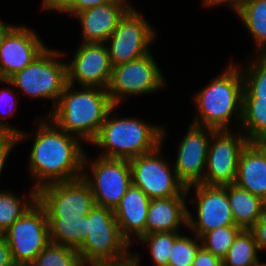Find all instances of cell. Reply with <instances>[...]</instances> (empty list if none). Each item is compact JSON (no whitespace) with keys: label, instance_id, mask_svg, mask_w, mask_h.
<instances>
[{"label":"cell","instance_id":"obj_5","mask_svg":"<svg viewBox=\"0 0 266 266\" xmlns=\"http://www.w3.org/2000/svg\"><path fill=\"white\" fill-rule=\"evenodd\" d=\"M131 245L122 236L114 211L95 205L87 214V237L77 251L85 264L115 261L130 255Z\"/></svg>","mask_w":266,"mask_h":266},{"label":"cell","instance_id":"obj_33","mask_svg":"<svg viewBox=\"0 0 266 266\" xmlns=\"http://www.w3.org/2000/svg\"><path fill=\"white\" fill-rule=\"evenodd\" d=\"M12 94H13V92H12L11 89L6 88L5 90L4 89L1 90L0 91V106L4 104V106H6V107H9V106L11 107L12 104L14 103L13 99H15L14 97L11 98L12 97ZM10 109H11V112L9 111L10 113L8 112L9 113L8 115L9 116L14 115L15 112H16V108H14V107L12 108L11 107ZM1 118H2V116L0 115V127H2L6 131L7 134H11V135L17 136L18 141L23 140L24 138L27 137L28 134H25V133L21 132V130H18L16 128H13L12 126L10 127L9 125L3 123L1 121Z\"/></svg>","mask_w":266,"mask_h":266},{"label":"cell","instance_id":"obj_42","mask_svg":"<svg viewBox=\"0 0 266 266\" xmlns=\"http://www.w3.org/2000/svg\"><path fill=\"white\" fill-rule=\"evenodd\" d=\"M13 25L5 24L4 22L0 21V47L3 45L4 39L6 38L7 34L14 28Z\"/></svg>","mask_w":266,"mask_h":266},{"label":"cell","instance_id":"obj_6","mask_svg":"<svg viewBox=\"0 0 266 266\" xmlns=\"http://www.w3.org/2000/svg\"><path fill=\"white\" fill-rule=\"evenodd\" d=\"M59 56L62 54L47 48L23 70L0 82L19 88L30 97L53 99L55 107L67 85V63L57 60Z\"/></svg>","mask_w":266,"mask_h":266},{"label":"cell","instance_id":"obj_10","mask_svg":"<svg viewBox=\"0 0 266 266\" xmlns=\"http://www.w3.org/2000/svg\"><path fill=\"white\" fill-rule=\"evenodd\" d=\"M156 32L143 16L130 7L121 17L115 31L106 40L112 66L129 62L150 53L149 45Z\"/></svg>","mask_w":266,"mask_h":266},{"label":"cell","instance_id":"obj_2","mask_svg":"<svg viewBox=\"0 0 266 266\" xmlns=\"http://www.w3.org/2000/svg\"><path fill=\"white\" fill-rule=\"evenodd\" d=\"M80 89L73 91V85L67 84L47 119L70 135L77 134L81 140L91 143L115 105L105 88L83 86Z\"/></svg>","mask_w":266,"mask_h":266},{"label":"cell","instance_id":"obj_28","mask_svg":"<svg viewBox=\"0 0 266 266\" xmlns=\"http://www.w3.org/2000/svg\"><path fill=\"white\" fill-rule=\"evenodd\" d=\"M30 266H85L77 249L49 243Z\"/></svg>","mask_w":266,"mask_h":266},{"label":"cell","instance_id":"obj_23","mask_svg":"<svg viewBox=\"0 0 266 266\" xmlns=\"http://www.w3.org/2000/svg\"><path fill=\"white\" fill-rule=\"evenodd\" d=\"M50 242L79 249L87 237V215L47 217Z\"/></svg>","mask_w":266,"mask_h":266},{"label":"cell","instance_id":"obj_36","mask_svg":"<svg viewBox=\"0 0 266 266\" xmlns=\"http://www.w3.org/2000/svg\"><path fill=\"white\" fill-rule=\"evenodd\" d=\"M18 138L15 135L8 134L0 139V174L3 171L4 163L11 152L12 147L17 144Z\"/></svg>","mask_w":266,"mask_h":266},{"label":"cell","instance_id":"obj_27","mask_svg":"<svg viewBox=\"0 0 266 266\" xmlns=\"http://www.w3.org/2000/svg\"><path fill=\"white\" fill-rule=\"evenodd\" d=\"M30 194V200L22 201L13 193L0 191V232L2 234L37 201V191L33 187Z\"/></svg>","mask_w":266,"mask_h":266},{"label":"cell","instance_id":"obj_39","mask_svg":"<svg viewBox=\"0 0 266 266\" xmlns=\"http://www.w3.org/2000/svg\"><path fill=\"white\" fill-rule=\"evenodd\" d=\"M0 266H15L11 258L9 245L3 234L0 236Z\"/></svg>","mask_w":266,"mask_h":266},{"label":"cell","instance_id":"obj_15","mask_svg":"<svg viewBox=\"0 0 266 266\" xmlns=\"http://www.w3.org/2000/svg\"><path fill=\"white\" fill-rule=\"evenodd\" d=\"M67 66V84L107 89L113 66L105 43H82Z\"/></svg>","mask_w":266,"mask_h":266},{"label":"cell","instance_id":"obj_11","mask_svg":"<svg viewBox=\"0 0 266 266\" xmlns=\"http://www.w3.org/2000/svg\"><path fill=\"white\" fill-rule=\"evenodd\" d=\"M233 135L229 130H213L209 143L206 171L200 184L226 186L235 184L238 161L242 150L249 143L247 135Z\"/></svg>","mask_w":266,"mask_h":266},{"label":"cell","instance_id":"obj_17","mask_svg":"<svg viewBox=\"0 0 266 266\" xmlns=\"http://www.w3.org/2000/svg\"><path fill=\"white\" fill-rule=\"evenodd\" d=\"M46 49L34 31L24 26H15L0 47V80H9Z\"/></svg>","mask_w":266,"mask_h":266},{"label":"cell","instance_id":"obj_35","mask_svg":"<svg viewBox=\"0 0 266 266\" xmlns=\"http://www.w3.org/2000/svg\"><path fill=\"white\" fill-rule=\"evenodd\" d=\"M115 0H73L61 13H72L75 15L83 10L95 7L101 4L110 3Z\"/></svg>","mask_w":266,"mask_h":266},{"label":"cell","instance_id":"obj_3","mask_svg":"<svg viewBox=\"0 0 266 266\" xmlns=\"http://www.w3.org/2000/svg\"><path fill=\"white\" fill-rule=\"evenodd\" d=\"M238 68L229 65L220 76L196 93L194 98L198 110L192 124L213 130H229L233 114H238L242 120L244 80L242 70Z\"/></svg>","mask_w":266,"mask_h":266},{"label":"cell","instance_id":"obj_38","mask_svg":"<svg viewBox=\"0 0 266 266\" xmlns=\"http://www.w3.org/2000/svg\"><path fill=\"white\" fill-rule=\"evenodd\" d=\"M251 231L254 233L258 249H266V213L257 221Z\"/></svg>","mask_w":266,"mask_h":266},{"label":"cell","instance_id":"obj_45","mask_svg":"<svg viewBox=\"0 0 266 266\" xmlns=\"http://www.w3.org/2000/svg\"><path fill=\"white\" fill-rule=\"evenodd\" d=\"M256 266H266V263H264V264H263V263H262V264L259 263V264H257Z\"/></svg>","mask_w":266,"mask_h":266},{"label":"cell","instance_id":"obj_18","mask_svg":"<svg viewBox=\"0 0 266 266\" xmlns=\"http://www.w3.org/2000/svg\"><path fill=\"white\" fill-rule=\"evenodd\" d=\"M126 0H115L75 14L83 28V43H106L119 20L131 7Z\"/></svg>","mask_w":266,"mask_h":266},{"label":"cell","instance_id":"obj_4","mask_svg":"<svg viewBox=\"0 0 266 266\" xmlns=\"http://www.w3.org/2000/svg\"><path fill=\"white\" fill-rule=\"evenodd\" d=\"M114 106L92 144L104 148L102 157L116 159H133L154 151L162 143L166 132L163 128L142 122L137 118L110 119Z\"/></svg>","mask_w":266,"mask_h":266},{"label":"cell","instance_id":"obj_9","mask_svg":"<svg viewBox=\"0 0 266 266\" xmlns=\"http://www.w3.org/2000/svg\"><path fill=\"white\" fill-rule=\"evenodd\" d=\"M161 145L154 151L130 159L132 185L140 188L151 200L187 196L186 186L171 171L161 155ZM160 153V154H159Z\"/></svg>","mask_w":266,"mask_h":266},{"label":"cell","instance_id":"obj_26","mask_svg":"<svg viewBox=\"0 0 266 266\" xmlns=\"http://www.w3.org/2000/svg\"><path fill=\"white\" fill-rule=\"evenodd\" d=\"M237 14L255 39L257 50L266 53V0H250Z\"/></svg>","mask_w":266,"mask_h":266},{"label":"cell","instance_id":"obj_16","mask_svg":"<svg viewBox=\"0 0 266 266\" xmlns=\"http://www.w3.org/2000/svg\"><path fill=\"white\" fill-rule=\"evenodd\" d=\"M212 132L211 128L192 124L179 144L174 170L186 188L203 181Z\"/></svg>","mask_w":266,"mask_h":266},{"label":"cell","instance_id":"obj_21","mask_svg":"<svg viewBox=\"0 0 266 266\" xmlns=\"http://www.w3.org/2000/svg\"><path fill=\"white\" fill-rule=\"evenodd\" d=\"M235 184L266 202V157L254 143L240 154Z\"/></svg>","mask_w":266,"mask_h":266},{"label":"cell","instance_id":"obj_31","mask_svg":"<svg viewBox=\"0 0 266 266\" xmlns=\"http://www.w3.org/2000/svg\"><path fill=\"white\" fill-rule=\"evenodd\" d=\"M176 232H157L140 237L138 240L150 247L151 256L156 266H168L170 251L176 238Z\"/></svg>","mask_w":266,"mask_h":266},{"label":"cell","instance_id":"obj_41","mask_svg":"<svg viewBox=\"0 0 266 266\" xmlns=\"http://www.w3.org/2000/svg\"><path fill=\"white\" fill-rule=\"evenodd\" d=\"M73 0H43V9L57 10L60 13L72 2Z\"/></svg>","mask_w":266,"mask_h":266},{"label":"cell","instance_id":"obj_30","mask_svg":"<svg viewBox=\"0 0 266 266\" xmlns=\"http://www.w3.org/2000/svg\"><path fill=\"white\" fill-rule=\"evenodd\" d=\"M259 59V60H258ZM244 80L243 98H266V53L259 52L258 58L250 63Z\"/></svg>","mask_w":266,"mask_h":266},{"label":"cell","instance_id":"obj_43","mask_svg":"<svg viewBox=\"0 0 266 266\" xmlns=\"http://www.w3.org/2000/svg\"><path fill=\"white\" fill-rule=\"evenodd\" d=\"M254 144L264 153L266 157V140L256 141Z\"/></svg>","mask_w":266,"mask_h":266},{"label":"cell","instance_id":"obj_25","mask_svg":"<svg viewBox=\"0 0 266 266\" xmlns=\"http://www.w3.org/2000/svg\"><path fill=\"white\" fill-rule=\"evenodd\" d=\"M258 251L254 233L242 230L222 259L223 266H256L259 264Z\"/></svg>","mask_w":266,"mask_h":266},{"label":"cell","instance_id":"obj_7","mask_svg":"<svg viewBox=\"0 0 266 266\" xmlns=\"http://www.w3.org/2000/svg\"><path fill=\"white\" fill-rule=\"evenodd\" d=\"M15 266H30L50 243L45 209L36 201L4 233Z\"/></svg>","mask_w":266,"mask_h":266},{"label":"cell","instance_id":"obj_12","mask_svg":"<svg viewBox=\"0 0 266 266\" xmlns=\"http://www.w3.org/2000/svg\"><path fill=\"white\" fill-rule=\"evenodd\" d=\"M92 177L83 173L95 205L114 210L132 185L130 161L100 156L90 162Z\"/></svg>","mask_w":266,"mask_h":266},{"label":"cell","instance_id":"obj_44","mask_svg":"<svg viewBox=\"0 0 266 266\" xmlns=\"http://www.w3.org/2000/svg\"><path fill=\"white\" fill-rule=\"evenodd\" d=\"M7 135L8 134L6 133V131L2 127H0V139L7 136Z\"/></svg>","mask_w":266,"mask_h":266},{"label":"cell","instance_id":"obj_37","mask_svg":"<svg viewBox=\"0 0 266 266\" xmlns=\"http://www.w3.org/2000/svg\"><path fill=\"white\" fill-rule=\"evenodd\" d=\"M138 257V254H131L120 260L89 262L85 266H139Z\"/></svg>","mask_w":266,"mask_h":266},{"label":"cell","instance_id":"obj_29","mask_svg":"<svg viewBox=\"0 0 266 266\" xmlns=\"http://www.w3.org/2000/svg\"><path fill=\"white\" fill-rule=\"evenodd\" d=\"M241 231L237 225L218 227L202 235L200 243L204 249L223 259Z\"/></svg>","mask_w":266,"mask_h":266},{"label":"cell","instance_id":"obj_14","mask_svg":"<svg viewBox=\"0 0 266 266\" xmlns=\"http://www.w3.org/2000/svg\"><path fill=\"white\" fill-rule=\"evenodd\" d=\"M196 189L195 200L197 205V219L194 220L188 211L187 226L199 238L206 232L223 226L235 225L232 210L227 197L226 186H209L205 184H194L186 188Z\"/></svg>","mask_w":266,"mask_h":266},{"label":"cell","instance_id":"obj_34","mask_svg":"<svg viewBox=\"0 0 266 266\" xmlns=\"http://www.w3.org/2000/svg\"><path fill=\"white\" fill-rule=\"evenodd\" d=\"M192 266H223L222 259L202 246L197 251Z\"/></svg>","mask_w":266,"mask_h":266},{"label":"cell","instance_id":"obj_1","mask_svg":"<svg viewBox=\"0 0 266 266\" xmlns=\"http://www.w3.org/2000/svg\"><path fill=\"white\" fill-rule=\"evenodd\" d=\"M43 120L29 157V172L37 181L33 186L36 191L49 184L82 177L87 160L76 135L63 131L53 121Z\"/></svg>","mask_w":266,"mask_h":266},{"label":"cell","instance_id":"obj_8","mask_svg":"<svg viewBox=\"0 0 266 266\" xmlns=\"http://www.w3.org/2000/svg\"><path fill=\"white\" fill-rule=\"evenodd\" d=\"M165 86V81L153 56L148 53L138 59L113 66L107 93L117 106L126 95L150 94ZM121 101V102H120Z\"/></svg>","mask_w":266,"mask_h":266},{"label":"cell","instance_id":"obj_19","mask_svg":"<svg viewBox=\"0 0 266 266\" xmlns=\"http://www.w3.org/2000/svg\"><path fill=\"white\" fill-rule=\"evenodd\" d=\"M150 198L133 185L113 210L122 236L131 244V234L139 239L145 235L146 216Z\"/></svg>","mask_w":266,"mask_h":266},{"label":"cell","instance_id":"obj_40","mask_svg":"<svg viewBox=\"0 0 266 266\" xmlns=\"http://www.w3.org/2000/svg\"><path fill=\"white\" fill-rule=\"evenodd\" d=\"M204 6H213L229 3L233 10L238 13L250 0H203Z\"/></svg>","mask_w":266,"mask_h":266},{"label":"cell","instance_id":"obj_32","mask_svg":"<svg viewBox=\"0 0 266 266\" xmlns=\"http://www.w3.org/2000/svg\"><path fill=\"white\" fill-rule=\"evenodd\" d=\"M195 239L188 238L185 235H179L170 251L168 266H192L195 255L201 244L200 238L196 235Z\"/></svg>","mask_w":266,"mask_h":266},{"label":"cell","instance_id":"obj_24","mask_svg":"<svg viewBox=\"0 0 266 266\" xmlns=\"http://www.w3.org/2000/svg\"><path fill=\"white\" fill-rule=\"evenodd\" d=\"M240 123L250 143L266 140V98H243Z\"/></svg>","mask_w":266,"mask_h":266},{"label":"cell","instance_id":"obj_13","mask_svg":"<svg viewBox=\"0 0 266 266\" xmlns=\"http://www.w3.org/2000/svg\"><path fill=\"white\" fill-rule=\"evenodd\" d=\"M37 202L45 209L47 217L85 216L95 206L91 188L83 176L40 188Z\"/></svg>","mask_w":266,"mask_h":266},{"label":"cell","instance_id":"obj_20","mask_svg":"<svg viewBox=\"0 0 266 266\" xmlns=\"http://www.w3.org/2000/svg\"><path fill=\"white\" fill-rule=\"evenodd\" d=\"M187 196L152 199L148 208L145 235L157 232H176L183 223L187 226Z\"/></svg>","mask_w":266,"mask_h":266},{"label":"cell","instance_id":"obj_22","mask_svg":"<svg viewBox=\"0 0 266 266\" xmlns=\"http://www.w3.org/2000/svg\"><path fill=\"white\" fill-rule=\"evenodd\" d=\"M226 192L235 225L251 230L266 213V202L236 184L226 185Z\"/></svg>","mask_w":266,"mask_h":266}]
</instances>
